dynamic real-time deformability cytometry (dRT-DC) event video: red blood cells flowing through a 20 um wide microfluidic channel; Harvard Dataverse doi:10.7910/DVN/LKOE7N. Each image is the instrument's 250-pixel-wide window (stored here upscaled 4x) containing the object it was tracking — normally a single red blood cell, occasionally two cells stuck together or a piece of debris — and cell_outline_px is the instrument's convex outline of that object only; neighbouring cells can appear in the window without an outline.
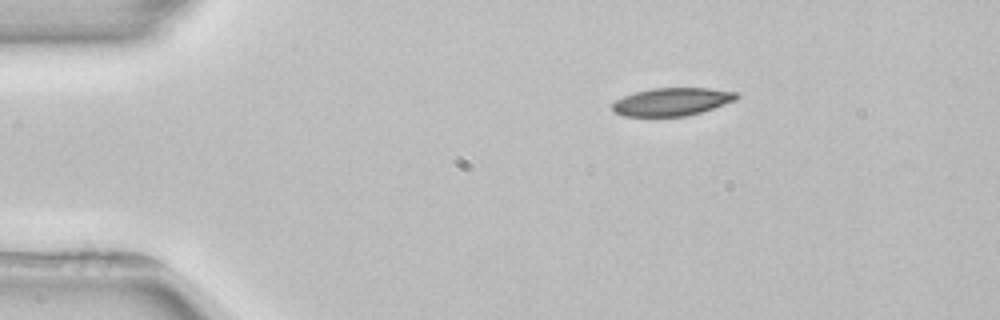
{"species": "common noctule bat (a hibernating species)", "species_latin": "Nyctalus noctula", "temperature_condition": "room temperature", "stored_images_in_passage": 3, "camera_frame_rate_fps": 3000, "um_per_image_px": 0.085, "animal": {"sex": "female", "body_mass_g": 22.7, "forearm_length_mm": 54.2}, "frame": {"image": 1, "passage_image": 1, "time_ms": 0.0, "image_size_px": [1000, 320], "cell_outline_px": [[740, 96], [736, 100], [688, 116], [624, 116], [612, 112], [612, 104], [616, 100], [624, 96], [636, 92], [652, 88], [708, 88], [736, 92]], "centroid_in_image_um": [57.1, 8.65], "position_along_channel_um": 27.9, "area_um2": 20.11}}
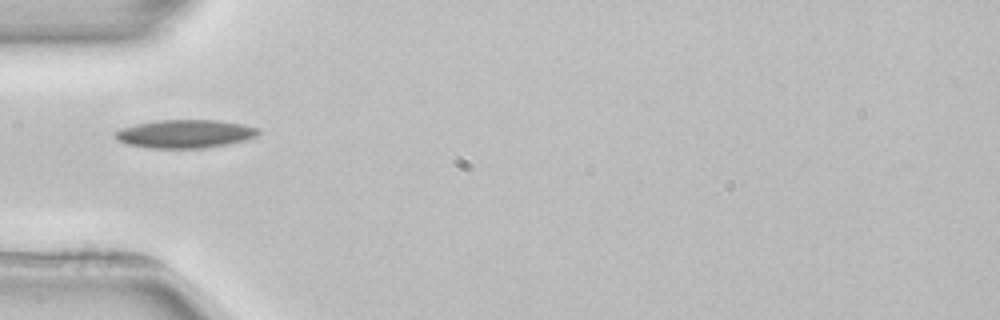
{"frame": {"image": 2, "passage_image": 3, "time_ms": 2.667, "image_size_px": [1000, 320], "cell_outline_px": [[260, 132], [256, 136], [244, 140], [228, 144], [204, 148], [152, 148], [128, 144], [116, 140], [112, 136], [112, 132], [120, 128], [136, 124], [160, 120], [216, 120], [244, 124], [260, 128]], "centroid_in_image_um": [15.7, 11.37], "position_along_channel_um": 69.3, "area_um2": 23.76}}